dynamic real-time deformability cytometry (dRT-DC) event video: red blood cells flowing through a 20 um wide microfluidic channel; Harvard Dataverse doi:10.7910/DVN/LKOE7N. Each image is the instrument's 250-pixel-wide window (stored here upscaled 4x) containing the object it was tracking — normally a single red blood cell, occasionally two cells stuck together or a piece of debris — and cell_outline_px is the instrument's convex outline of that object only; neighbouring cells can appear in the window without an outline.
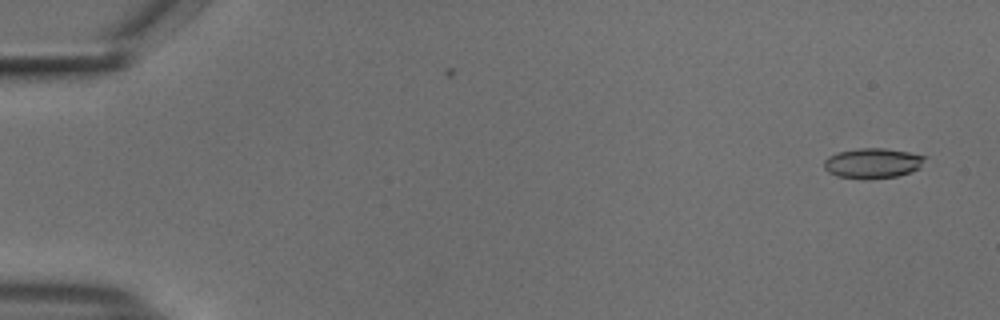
{"species": "common noctule bat (a hibernating species)", "species_latin": "Nyctalus noctula", "temperature_condition": "cold", "stored_images_in_passage": 54, "camera_frame_rate_fps": 3000, "um_per_image_px": 0.085, "animal": {"sex": "male", "body_mass_g": 18.8}, "frame": {"image": 1, "passage_image": 2, "time_ms": 0.333, "image_size_px": [1000, 320], "cell_outline_px": [[928, 156], [920, 168], [912, 172], [896, 176], [868, 180], [860, 180], [836, 176], [828, 172], [824, 168], [824, 160], [828, 156], [836, 152], [856, 148], [884, 148], [908, 152]], "centroid_in_image_um": [74.16, 13.88], "position_along_channel_um": 10.8, "area_um2": 18.21}}
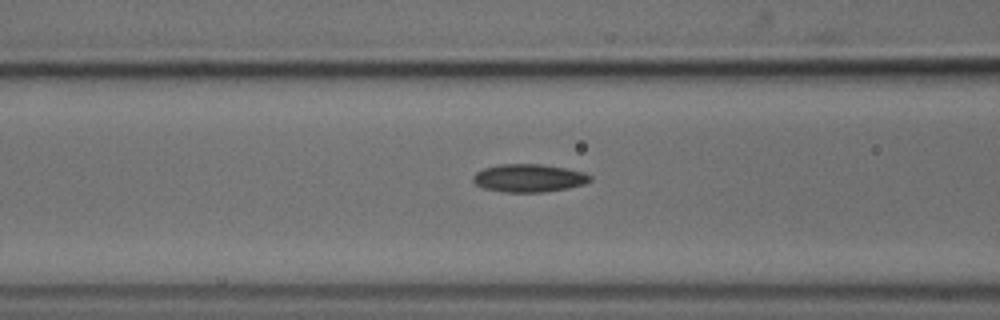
{"frame": {"image": 2, "passage_image": 22, "time_ms": 7.0, "image_size_px": [1000, 320], "cell_outline_px": [[592, 180], [584, 184], [568, 188], [544, 192], [504, 192], [484, 188], [476, 184], [472, 180], [472, 176], [476, 172], [484, 168], [496, 164], [544, 164], [584, 172], [592, 176]], "centroid_in_image_um": [44.95, 15.13], "position_along_channel_um": 121.7, "area_um2": 19.19}}
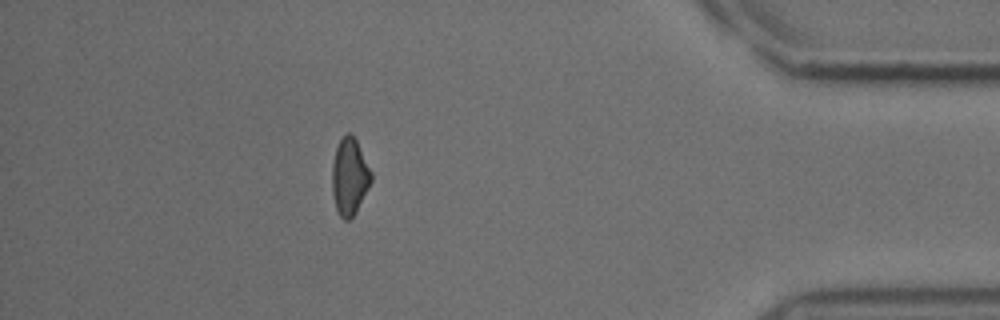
{"frame": {"image": 3, "passage_image": 48, "time_ms": 15.667, "image_size_px": [1000, 320], "cell_outline_px": [[372, 180], [356, 212], [348, 220], [344, 220], [340, 216], [336, 208], [332, 192], [332, 164], [336, 148], [340, 140], [348, 132], [352, 132], [372, 172]], "centroid_in_image_um": [29.71, 15.0], "position_along_channel_um": 405.5, "area_um2": 17.4}, "authors_computed_cell_mechanics": {"area_um2": 18.2937, "velocity_mm_per_s": 3.7391, "shape_relaxation_time_tau1_ms": 10.8224, "shape_relaxation_time_tau2_ms": 11.0206, "deformation_change_tau1": 0.1637, "deformation_change_tau2": 0.1612}}